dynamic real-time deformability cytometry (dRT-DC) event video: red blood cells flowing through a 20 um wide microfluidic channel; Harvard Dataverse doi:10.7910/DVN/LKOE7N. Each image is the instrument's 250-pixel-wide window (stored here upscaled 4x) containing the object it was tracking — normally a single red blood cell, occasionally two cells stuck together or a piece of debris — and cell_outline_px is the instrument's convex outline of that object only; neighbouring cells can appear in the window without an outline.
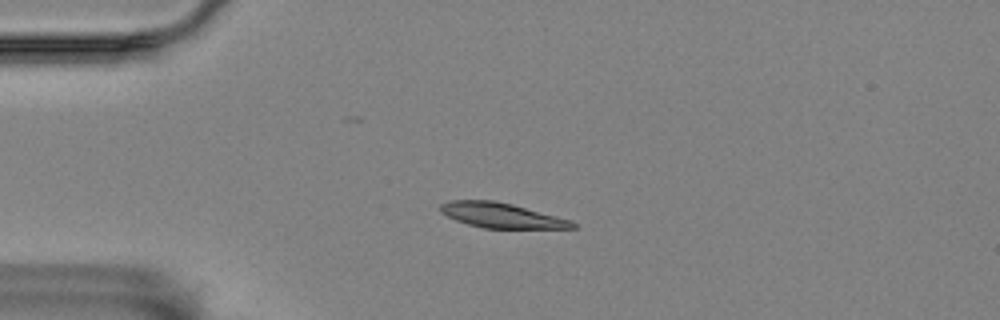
{"species": "Egyptian fruit bat (a non-hibernating species)", "species_latin": "Rousettus aegyptiacus", "temperature_condition": "room temperature", "stored_images_in_passage": 4, "camera_frame_rate_fps": 3000, "um_per_image_px": 0.085, "animal": {"sex": "female"}, "frame": {"image": 1, "passage_image": 3, "time_ms": 0.667, "image_size_px": [1000, 320], "cell_outline_px": [[576, 228], [484, 228], [468, 224], [456, 220], [440, 212], [440, 204], [452, 200], [496, 200], [512, 204], [572, 220], [576, 224]], "centroid_in_image_um": [42.62, 18.3], "position_along_channel_um": 42.4, "area_um2": 19.13}}